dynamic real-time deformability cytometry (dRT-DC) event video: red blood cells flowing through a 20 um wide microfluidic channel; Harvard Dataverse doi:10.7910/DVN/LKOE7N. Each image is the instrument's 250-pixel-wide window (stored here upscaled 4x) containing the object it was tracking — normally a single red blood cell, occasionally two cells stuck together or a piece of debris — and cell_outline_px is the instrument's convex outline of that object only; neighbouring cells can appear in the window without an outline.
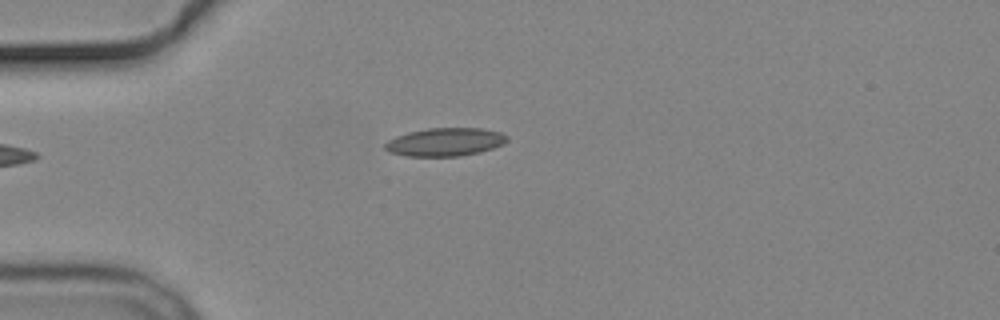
{"species": "common noctule bat (a hibernating species)", "species_latin": "Nyctalus noctula", "temperature_condition": "cold", "stored_images_in_passage": 5, "camera_frame_rate_fps": 3000, "um_per_image_px": 0.085, "animal": {"sex": "male", "body_mass_g": 19.2, "forearm_length_mm": 51.8}, "frame": {"image": 1, "passage_image": 1, "time_ms": 0.0, "image_size_px": [1000, 320], "cell_outline_px": [[508, 140], [504, 144], [480, 152], [460, 156], [408, 156], [388, 152], [384, 148], [384, 144], [388, 140], [396, 136], [408, 132], [428, 128], [484, 128], [500, 132], [508, 136]], "centroid_in_image_um": [37.84, 12.06], "position_along_channel_um": 47.2, "area_um2": 20.17}}
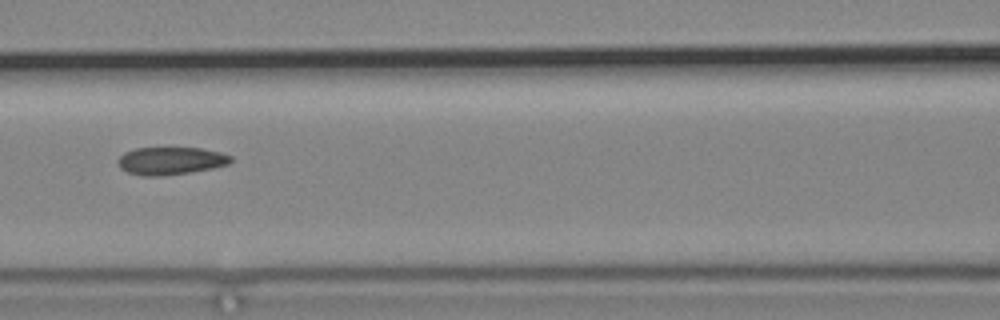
{"frame": {"image": 2, "passage_image": 4, "time_ms": 3.333, "image_size_px": [1000, 320], "cell_outline_px": [[232, 160], [228, 164], [212, 168], [188, 172], [160, 176], [140, 176], [128, 172], [120, 168], [116, 160], [124, 152], [136, 148], [200, 148], [220, 152], [232, 156]], "centroid_in_image_um": [14.47, 13.67], "position_along_channel_um": 152.1, "area_um2": 18.15}}
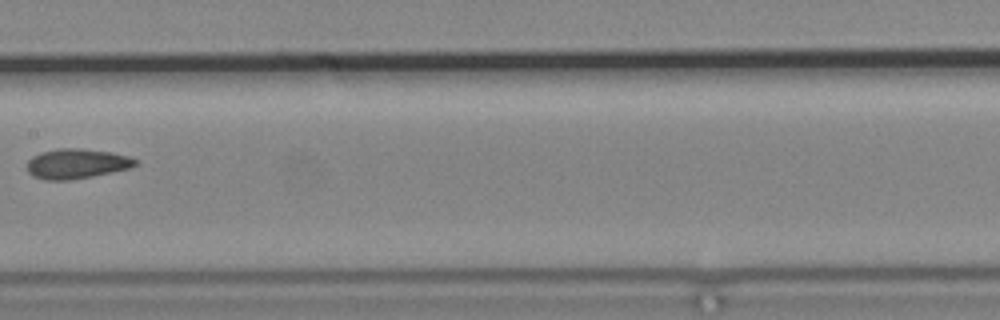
{"frame": {"image": 3, "passage_image": 5, "time_ms": 4.667, "image_size_px": [1000, 320], "cell_outline_px": [[140, 164], [132, 168], [92, 176], [68, 180], [44, 180], [32, 176], [28, 172], [28, 160], [32, 156], [40, 152], [60, 148], [80, 148], [112, 152], [128, 156], [140, 160]], "centroid_in_image_um": [6.56, 13.91], "position_along_channel_um": 200.8, "area_um2": 19.13}}